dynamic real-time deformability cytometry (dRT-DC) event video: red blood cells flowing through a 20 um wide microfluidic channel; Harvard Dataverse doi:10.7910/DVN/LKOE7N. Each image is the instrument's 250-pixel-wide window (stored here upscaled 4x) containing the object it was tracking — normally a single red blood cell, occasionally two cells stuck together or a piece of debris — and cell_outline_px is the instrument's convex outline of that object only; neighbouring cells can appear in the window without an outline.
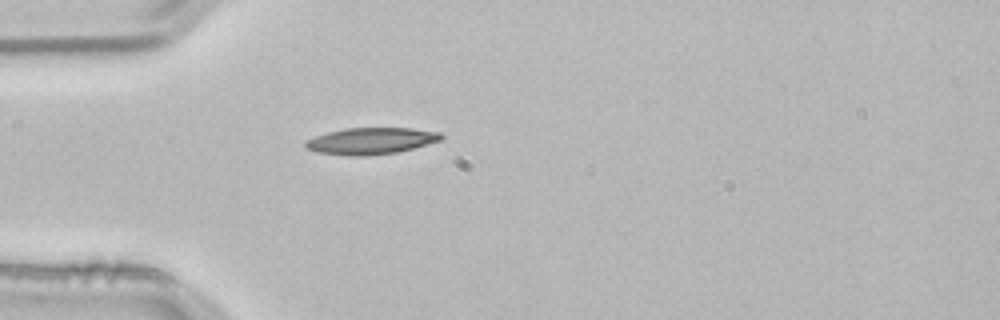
{"species": "common noctule bat (a hibernating species)", "species_latin": "Nyctalus noctula", "temperature_condition": "room temperature", "stored_images_in_passage": 19, "camera_frame_rate_fps": 3000, "um_per_image_px": 0.085, "animal": {"sex": "male", "body_mass_g": 21.5, "forearm_length_mm": 52.0}, "frame": {"image": 1, "passage_image": 1, "time_ms": 0.0, "image_size_px": [1000, 320], "cell_outline_px": [[444, 140], [396, 152], [368, 156], [352, 156], [316, 152], [304, 148], [304, 140], [328, 132], [344, 128], [412, 128], [440, 132], [444, 136]], "centroid_in_image_um": [31.53, 11.98], "position_along_channel_um": 53.5, "area_um2": 21.21}}
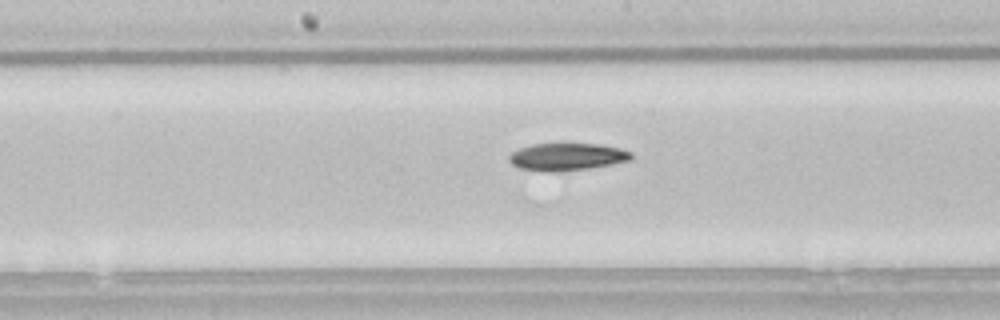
{"frame": {"image": 2, "passage_image": 13, "time_ms": 4.0, "image_size_px": [1000, 320], "cell_outline_px": [[632, 160], [612, 164], [588, 168], [560, 172], [548, 172], [520, 168], [512, 164], [508, 160], [508, 156], [512, 152], [520, 148], [532, 144], [600, 144], [620, 148], [632, 152]], "centroid_in_image_um": [48.2, 13.33], "position_along_channel_um": 200.0, "area_um2": 19.54}}